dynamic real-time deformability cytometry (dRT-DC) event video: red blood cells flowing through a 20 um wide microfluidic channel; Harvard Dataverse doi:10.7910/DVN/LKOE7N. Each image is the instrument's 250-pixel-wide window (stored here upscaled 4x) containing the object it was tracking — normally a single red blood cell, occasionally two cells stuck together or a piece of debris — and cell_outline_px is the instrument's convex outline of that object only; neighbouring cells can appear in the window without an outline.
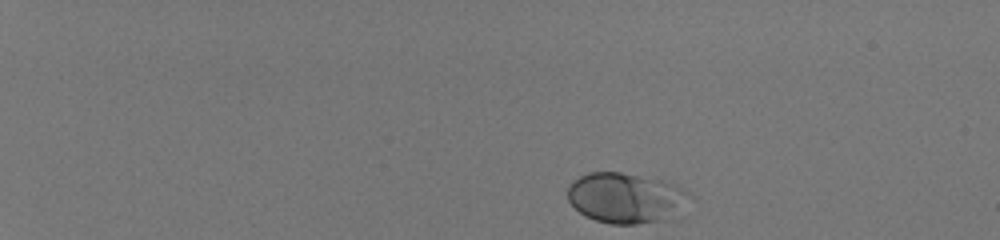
{"species": "human", "species_latin": "Homo sapiens", "temperature_condition": "room temperature", "stored_images_in_passage": 44, "camera_frame_rate_fps": 3000, "um_per_image_px": 0.085, "donor": {"sex": "male"}, "frame": {"image": 1, "passage_image": 1, "time_ms": 0.0, "image_size_px": [1000, 240], "cell_outline_px": [[696, 196], [660, 220], [636, 224], [608, 224], [596, 220], [580, 212], [568, 200], [568, 188], [572, 180], [588, 172], [620, 172], [664, 180], [676, 184]], "centroid_in_image_um": [53.17, 16.78], "position_along_channel_um": 31.8, "area_um2": 35.37}}
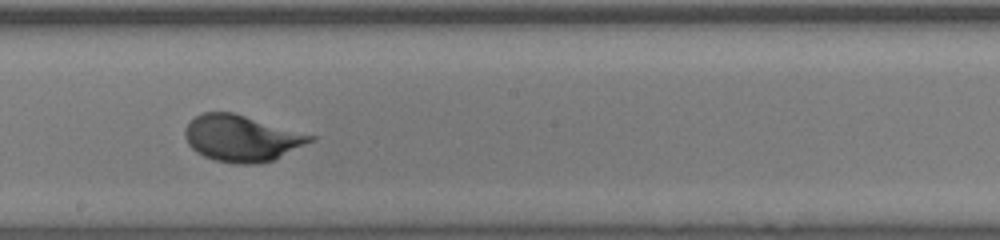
{"frame": {"image": 2, "passage_image": 26, "time_ms": 8.333, "image_size_px": [1000, 240], "cell_outline_px": [[316, 140], [272, 160], [260, 164], [232, 164], [216, 160], [204, 156], [196, 152], [188, 144], [184, 136], [184, 128], [200, 112], [232, 112], [316, 136]], "centroid_in_image_um": [20.53, 11.76], "position_along_channel_um": 227.7, "area_um2": 33.81}}
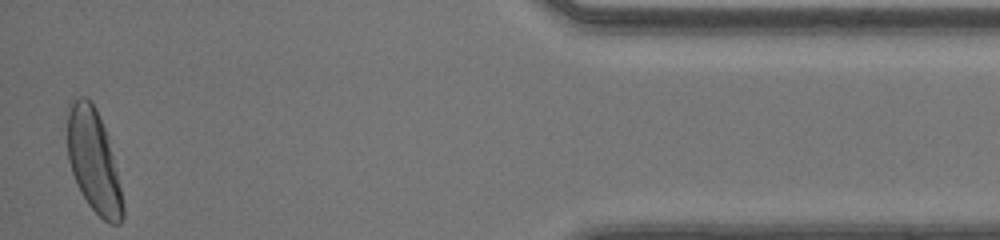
{"frame": {"image": 3, "passage_image": 44, "time_ms": 14.333, "image_size_px": [1000, 240], "cell_outline_px": [[124, 216], [120, 224], [108, 224], [88, 204], [76, 184], [68, 160], [68, 112], [72, 96], [84, 96], [92, 100], [96, 108], [108, 136], [124, 204]], "centroid_in_image_um": [7.96, 13.67], "position_along_channel_um": 427.2, "area_um2": 33.23}, "authors_computed_cell_mechanics": {"area_um2": 32.657, "velocity_mm_per_s": 4.1019, "shape_relaxation_time_tau1_ms": 2.227, "shape_relaxation_time_tau2_ms": null, "deformation_change_tau1": 0.1481, "deformation_change_tau2": null}}